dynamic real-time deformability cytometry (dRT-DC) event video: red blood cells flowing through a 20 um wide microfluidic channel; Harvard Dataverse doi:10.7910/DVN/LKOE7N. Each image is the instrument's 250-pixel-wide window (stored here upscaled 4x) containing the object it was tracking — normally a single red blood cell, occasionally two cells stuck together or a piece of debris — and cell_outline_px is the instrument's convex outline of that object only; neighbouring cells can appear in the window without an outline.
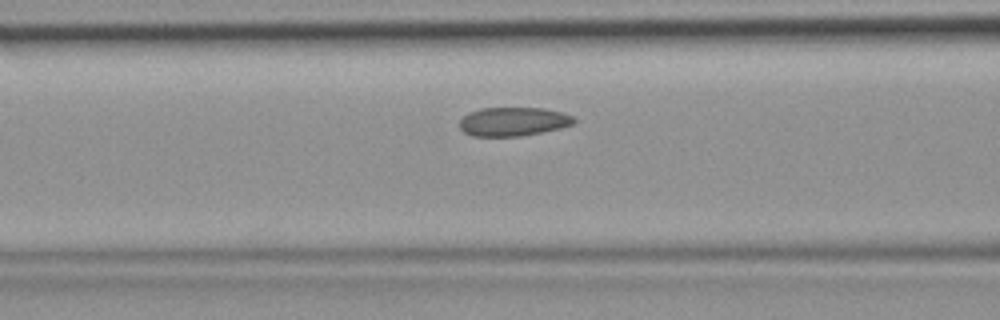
{"species": "common noctule bat (a hibernating species)", "species_latin": "Nyctalus noctula", "temperature_condition": "room temperature", "stored_images_in_passage": 32, "camera_frame_rate_fps": 3000, "um_per_image_px": 0.085, "animal": {"sex": "female", "body_mass_g": 19.9}, "frame": {"image": 1, "passage_image": 5, "time_ms": 1.333, "image_size_px": [1000, 320], "cell_outline_px": [[576, 120], [572, 124], [560, 128], [520, 136], [472, 136], [464, 132], [460, 128], [460, 120], [468, 112], [480, 108], [544, 108], [564, 112], [572, 116]], "centroid_in_image_um": [43.61, 10.32], "position_along_channel_um": 123.0, "area_um2": 19.19}}
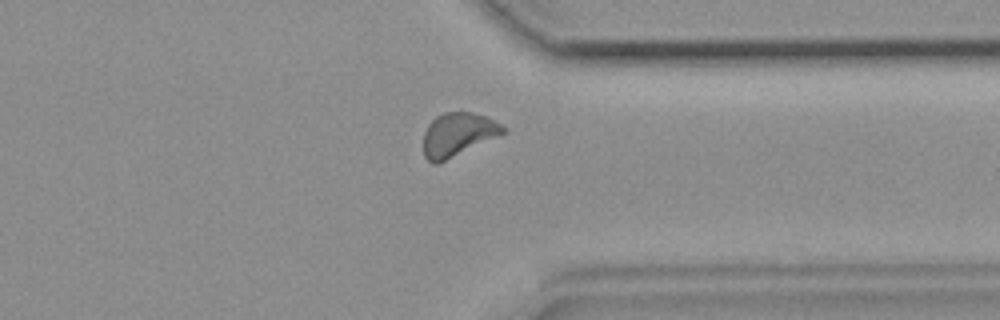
{"frame": {"image": 2, "passage_image": 22, "time_ms": 7.0, "image_size_px": [1000, 320], "cell_outline_px": [[508, 132], [436, 164], [432, 164], [424, 156], [424, 132], [428, 124], [436, 116], [444, 112], [472, 112], [488, 116], [508, 128]], "centroid_in_image_um": [38.96, 11.41], "position_along_channel_um": 372.4, "area_um2": 20.29}}
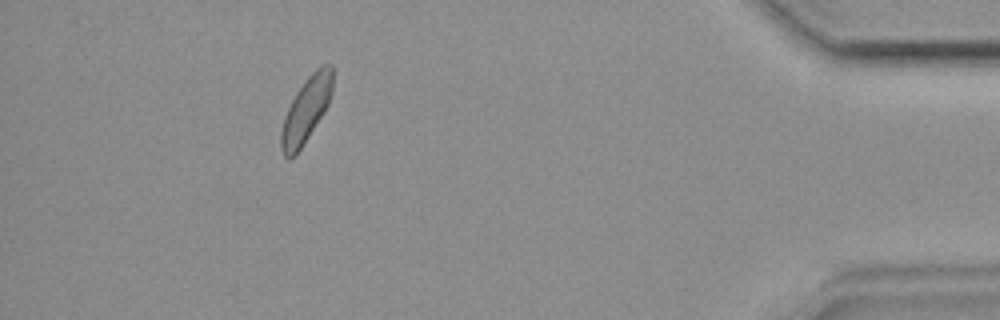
{"frame": {"image": 3, "passage_image": 28, "time_ms": 9.0, "image_size_px": [1000, 320], "cell_outline_px": [[332, 92], [328, 104], [324, 112], [296, 156], [288, 160], [284, 156], [280, 148], [280, 132], [284, 116], [296, 92], [304, 80], [320, 64], [332, 64]], "centroid_in_image_um": [26.0, 9.36], "position_along_channel_um": 409.2, "area_um2": 19.71}}